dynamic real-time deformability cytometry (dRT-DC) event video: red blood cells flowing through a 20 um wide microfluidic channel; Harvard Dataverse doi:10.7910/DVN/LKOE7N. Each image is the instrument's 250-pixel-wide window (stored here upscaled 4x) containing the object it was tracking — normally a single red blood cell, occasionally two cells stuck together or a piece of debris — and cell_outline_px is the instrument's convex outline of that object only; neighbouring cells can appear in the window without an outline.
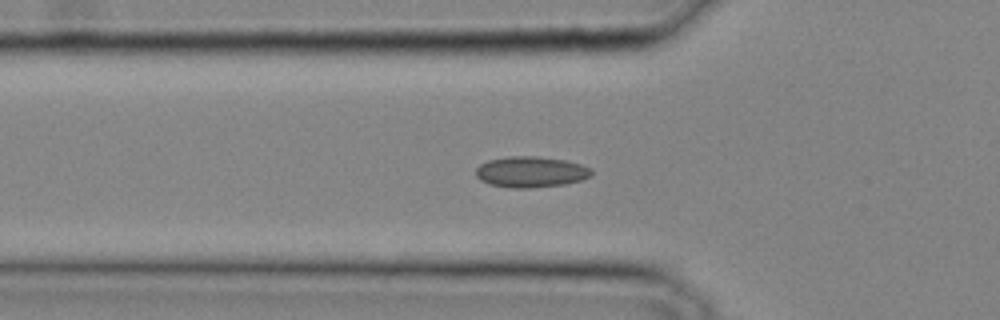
{"species": "common noctule bat (a hibernating species)", "species_latin": "Nyctalus noctula", "temperature_condition": "cold", "stored_images_in_passage": 34, "camera_frame_rate_fps": 3000, "um_per_image_px": 0.085, "animal": {"sex": "male", "body_mass_g": 20.4}, "frame": {"image": 1, "passage_image": 12, "time_ms": 3.667, "image_size_px": [1000, 320], "cell_outline_px": [[592, 176], [580, 180], [564, 184], [528, 188], [512, 188], [488, 184], [480, 180], [476, 176], [476, 168], [480, 164], [488, 160], [508, 156], [536, 156], [564, 160], [580, 164], [592, 168]], "centroid_in_image_um": [45.1, 14.61], "position_along_channel_um": 80.7, "area_um2": 20.87}}
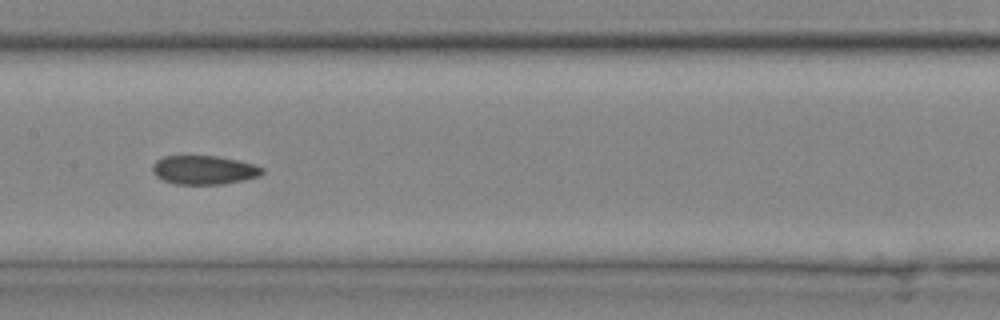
{"frame": {"image": 2, "passage_image": 18, "time_ms": 5.667, "image_size_px": [1000, 320], "cell_outline_px": [[264, 172], [260, 176], [244, 180], [224, 184], [176, 184], [164, 180], [156, 176], [152, 172], [152, 164], [156, 160], [164, 156], [216, 156], [236, 160], [252, 164], [264, 168]], "centroid_in_image_um": [17.33, 14.45], "position_along_channel_um": 190.1, "area_um2": 18.44}}
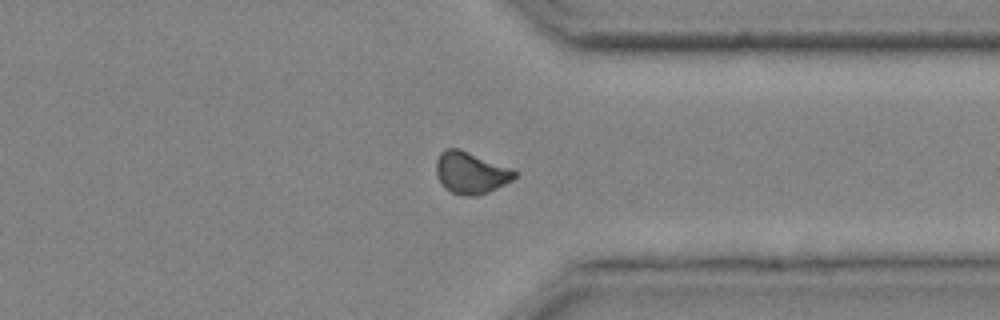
{"frame": {"image": 3, "passage_image": 28, "time_ms": 9.0, "image_size_px": [1000, 320], "cell_outline_px": [[516, 176], [512, 180], [488, 192], [476, 196], [468, 196], [452, 192], [444, 188], [436, 176], [436, 160], [440, 152], [448, 148], [460, 148], [512, 168], [516, 172]], "centroid_in_image_um": [40.0, 14.67], "position_along_channel_um": 371.4, "area_um2": 19.19}}